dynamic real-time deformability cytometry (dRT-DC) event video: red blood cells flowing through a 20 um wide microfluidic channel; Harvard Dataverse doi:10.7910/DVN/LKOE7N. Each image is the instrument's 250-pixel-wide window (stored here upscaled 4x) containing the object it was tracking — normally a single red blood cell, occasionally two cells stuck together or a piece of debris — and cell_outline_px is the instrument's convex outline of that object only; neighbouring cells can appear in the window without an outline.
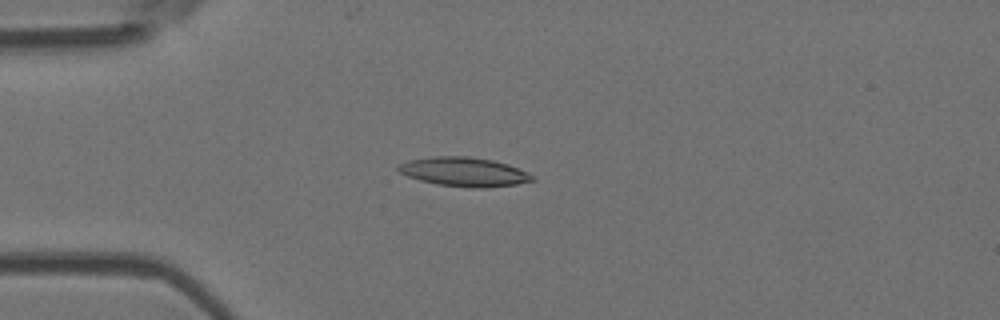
{"species": "Egyptian fruit bat (a non-hibernating species)", "species_latin": "Rousettus aegyptiacus", "temperature_condition": "room temperature", "stored_images_in_passage": 48, "camera_frame_rate_fps": 3000, "um_per_image_px": 0.085, "animal": {"sex": "female"}, "frame": {"image": 1, "passage_image": 11, "time_ms": 3.333, "image_size_px": [1000, 320], "cell_outline_px": [[536, 180], [516, 184], [484, 188], [472, 188], [436, 184], [420, 180], [408, 176], [400, 172], [396, 168], [400, 164], [408, 160], [432, 156], [468, 156], [492, 160], [508, 164], [536, 176]], "centroid_in_image_um": [39.46, 14.61], "position_along_channel_um": 45.5, "area_um2": 22.77}}
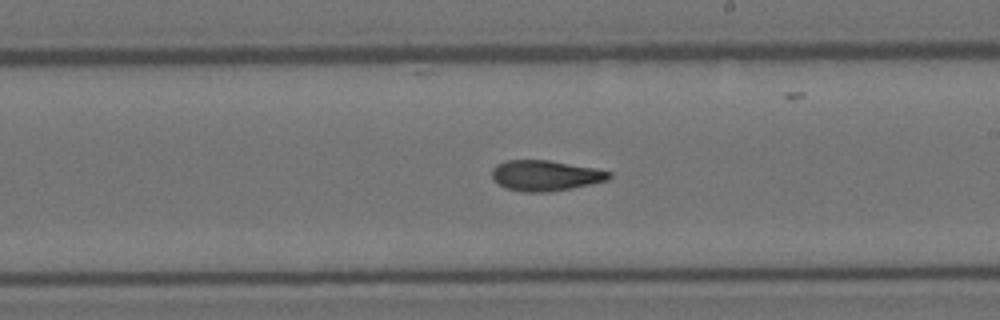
{"frame": {"image": 2, "passage_image": 27, "time_ms": 8.667, "image_size_px": [1000, 320], "cell_outline_px": [[612, 176], [608, 180], [572, 188], [548, 192], [524, 192], [504, 188], [492, 176], [492, 168], [496, 164], [504, 160], [548, 160], [596, 168], [612, 172]], "centroid_in_image_um": [46.37, 14.91], "position_along_channel_um": 242.6, "area_um2": 20.92}}
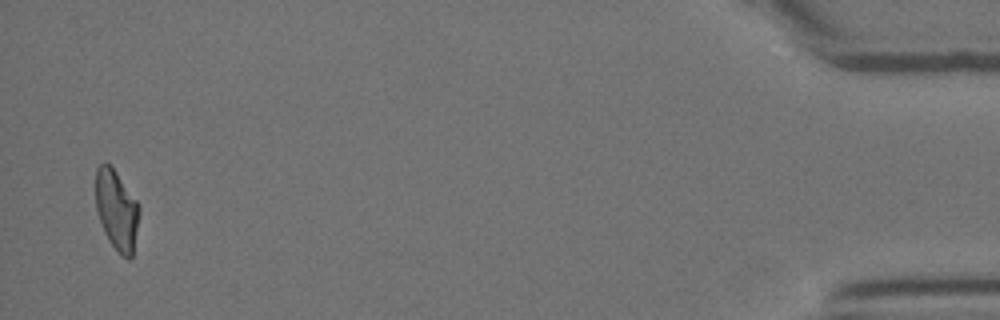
{"frame": {"image": 3, "passage_image": 47, "time_ms": 15.333, "image_size_px": [1000, 320], "cell_outline_px": [[140, 208], [132, 256], [128, 260], [120, 256], [108, 240], [104, 232], [96, 208], [96, 168], [100, 164], [108, 164], [116, 172], [136, 200]], "centroid_in_image_um": [9.91, 17.89], "position_along_channel_um": 425.3, "area_um2": 20.06}, "authors_computed_cell_mechanics": {"area_um2": 20.9236, "velocity_mm_per_s": 4.0339, "shape_relaxation_time_tau1_ms": 7.0502, "shape_relaxation_time_tau2_ms": 2.9283, "deformation_change_tau1": 0.2, "deformation_change_tau2": 0.1079}}